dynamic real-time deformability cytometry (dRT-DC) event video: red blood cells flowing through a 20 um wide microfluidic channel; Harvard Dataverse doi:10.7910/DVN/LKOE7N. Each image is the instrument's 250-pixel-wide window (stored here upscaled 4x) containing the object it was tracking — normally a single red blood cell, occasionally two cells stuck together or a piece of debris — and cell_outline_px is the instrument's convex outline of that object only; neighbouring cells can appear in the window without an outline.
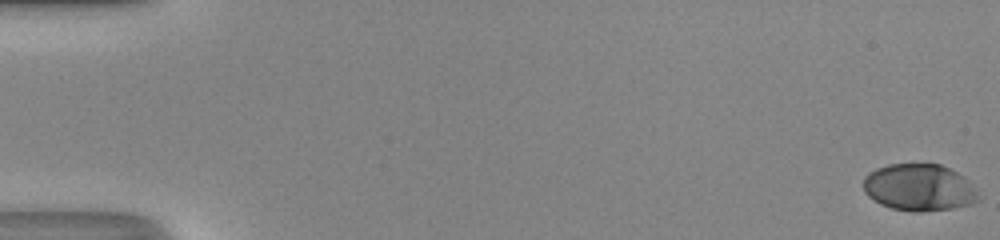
{"species": "human", "species_latin": "Homo sapiens", "temperature_condition": "room temperature", "stored_images_in_passage": 50, "camera_frame_rate_fps": 3000, "um_per_image_px": 0.085, "donor": {"sex": "male"}, "frame": {"image": 1, "passage_image": 1, "time_ms": 0.0, "image_size_px": [1000, 240], "cell_outline_px": [[980, 200], [972, 204], [952, 208], [920, 212], [912, 212], [892, 208], [880, 204], [868, 196], [864, 192], [864, 176], [868, 172], [876, 168], [888, 164], [940, 164], [964, 176], [968, 180], [976, 192]], "centroid_in_image_um": [78.1, 15.94], "position_along_channel_um": 6.9, "area_um2": 31.5}}
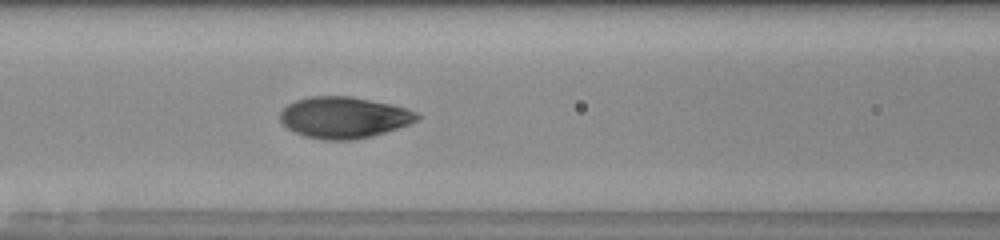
{"frame": {"image": 2, "passage_image": 23, "time_ms": 7.333, "image_size_px": [1000, 240], "cell_outline_px": [[420, 116], [416, 120], [408, 124], [372, 136], [352, 140], [324, 140], [304, 136], [288, 128], [280, 120], [280, 112], [288, 104], [296, 100], [308, 96], [348, 96], [392, 104], [408, 108], [416, 112]], "centroid_in_image_um": [29.22, 9.98], "position_along_channel_um": 137.4, "area_um2": 32.83}}
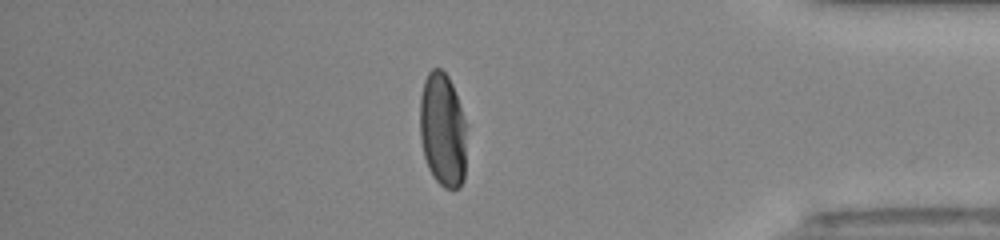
{"frame": {"image": 3, "passage_image": 43, "time_ms": 14.0, "image_size_px": [1000, 240], "cell_outline_px": [[464, 180], [460, 188], [444, 188], [432, 176], [428, 168], [424, 156], [420, 140], [420, 96], [424, 80], [428, 72], [432, 68], [440, 68], [448, 76], [452, 84], [464, 120]], "centroid_in_image_um": [37.58, 11.04], "position_along_channel_um": 397.6, "area_um2": 30.75}, "authors_computed_cell_mechanics": {"area_um2": 32.2235, "velocity_mm_per_s": 4.3401, "shape_relaxation_time_tau1_ms": 2.9115, "shape_relaxation_time_tau2_ms": null, "deformation_change_tau1": 0.1716, "deformation_change_tau2": null}}